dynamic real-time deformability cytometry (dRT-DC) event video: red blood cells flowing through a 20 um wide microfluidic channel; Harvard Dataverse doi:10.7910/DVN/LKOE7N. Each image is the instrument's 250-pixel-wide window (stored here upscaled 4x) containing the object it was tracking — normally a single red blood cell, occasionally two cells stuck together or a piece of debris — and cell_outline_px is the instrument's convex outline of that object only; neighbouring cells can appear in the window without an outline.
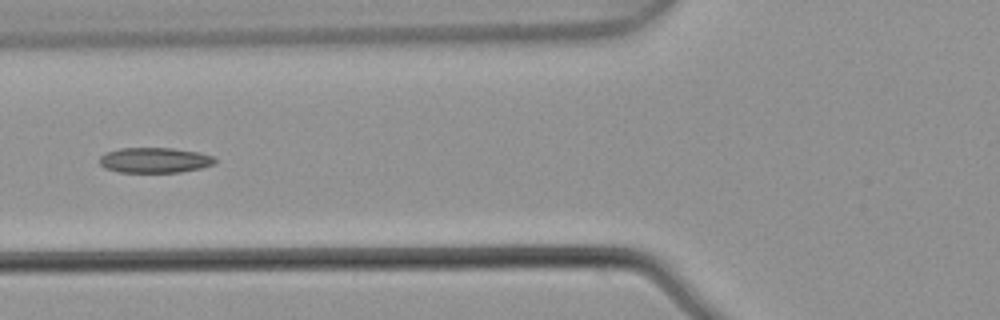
{"species": "common noctule bat (a hibernating species)", "species_latin": "Nyctalus noctula", "temperature_condition": "warm", "stored_images_in_passage": 5, "camera_frame_rate_fps": 3000, "um_per_image_px": 0.085, "animal": {"sex": "male", "body_mass_g": 21.5, "forearm_length_mm": 52.0}, "frame": {"image": 1, "passage_image": 5, "time_ms": 1.333, "image_size_px": [1000, 320], "cell_outline_px": [[216, 164], [200, 168], [180, 172], [120, 172], [104, 168], [100, 164], [100, 156], [108, 152], [120, 148], [172, 148], [196, 152], [212, 156], [216, 160]], "centroid_in_image_um": [13.14, 13.62], "position_along_channel_um": 112.7, "area_um2": 16.88}}